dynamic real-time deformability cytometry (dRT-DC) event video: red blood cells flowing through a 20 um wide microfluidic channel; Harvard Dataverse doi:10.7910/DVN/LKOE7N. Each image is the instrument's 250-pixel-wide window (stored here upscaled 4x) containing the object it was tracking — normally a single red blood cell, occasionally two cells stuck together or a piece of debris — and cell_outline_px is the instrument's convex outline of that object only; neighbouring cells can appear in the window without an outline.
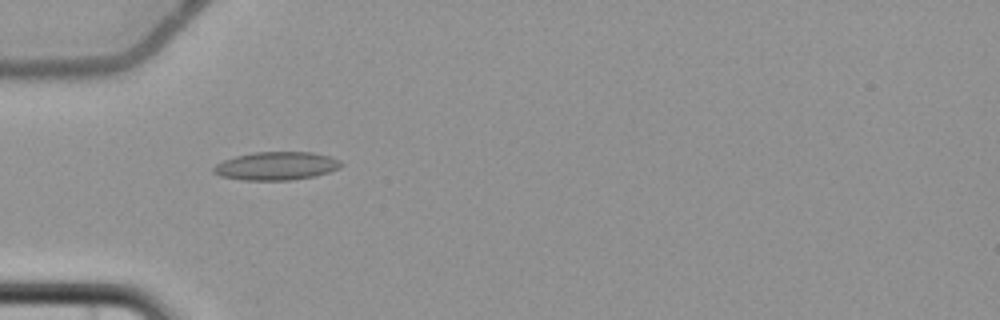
{"species": "common noctule bat (a hibernating species)", "species_latin": "Nyctalus noctula", "temperature_condition": "cold", "stored_images_in_passage": 6, "camera_frame_rate_fps": 3000, "um_per_image_px": 0.085, "animal": {"sex": "female", "body_mass_g": 22.7, "forearm_length_mm": 54.2}, "frame": {"image": 1, "passage_image": 2, "time_ms": 1.333, "image_size_px": [1000, 320], "cell_outline_px": [[344, 164], [340, 168], [316, 176], [292, 180], [240, 180], [220, 176], [212, 172], [212, 168], [216, 164], [224, 160], [236, 156], [252, 152], [312, 152], [328, 156], [340, 160]], "centroid_in_image_um": [23.48, 14.11], "position_along_channel_um": 61.5, "area_um2": 21.15}}
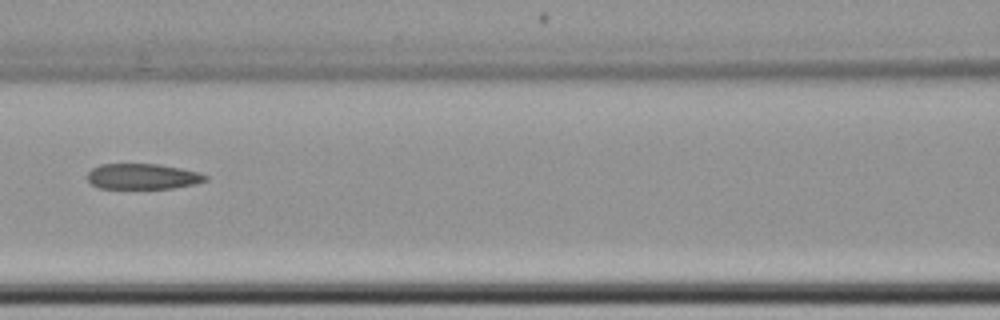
{"frame": {"image": 2, "passage_image": 4, "time_ms": 4.0, "image_size_px": [1000, 320], "cell_outline_px": [[208, 180], [196, 184], [172, 188], [100, 188], [92, 184], [88, 180], [88, 172], [92, 168], [100, 164], [160, 164], [200, 172], [208, 176]], "centroid_in_image_um": [12.16, 14.99], "position_along_channel_um": 154.4, "area_um2": 17.63}}
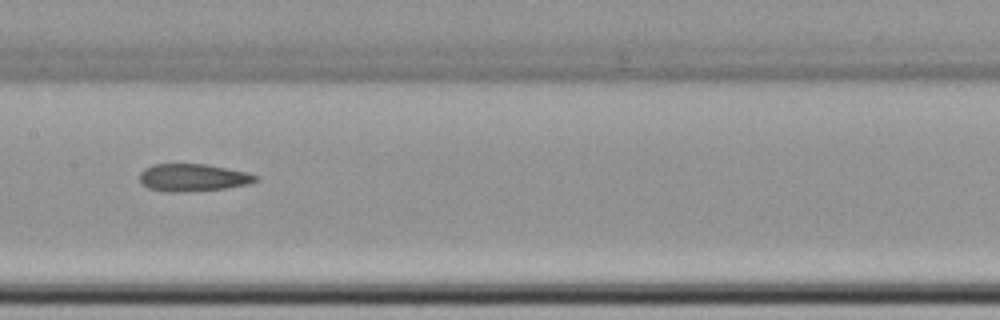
{"frame": {"image": 3, "passage_image": 5, "time_ms": 5.0, "image_size_px": [1000, 320], "cell_outline_px": [[260, 180], [248, 184], [224, 188], [184, 192], [164, 192], [148, 188], [140, 184], [140, 172], [144, 168], [152, 164], [204, 164], [248, 172], [260, 176]], "centroid_in_image_um": [16.39, 15.1], "position_along_channel_um": 191.0, "area_um2": 18.79}}